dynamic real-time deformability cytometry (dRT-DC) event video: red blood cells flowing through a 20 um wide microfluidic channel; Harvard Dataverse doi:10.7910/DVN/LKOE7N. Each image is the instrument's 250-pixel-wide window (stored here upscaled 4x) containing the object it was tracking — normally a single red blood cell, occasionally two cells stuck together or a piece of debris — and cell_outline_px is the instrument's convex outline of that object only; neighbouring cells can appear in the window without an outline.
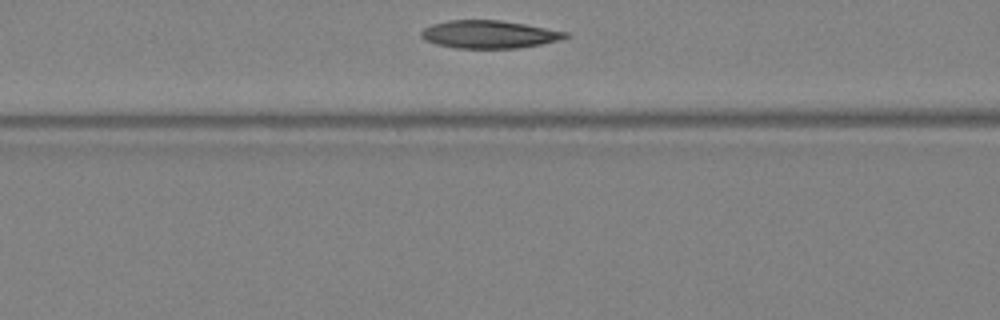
{"species": "Egyptian fruit bat (a non-hibernating species)", "species_latin": "Rousettus aegyptiacus", "temperature_condition": "warm", "stored_images_in_passage": 39, "camera_frame_rate_fps": 3000, "um_per_image_px": 0.085, "animal": {"sex": "female"}, "frame": {"image": 1, "passage_image": 17, "time_ms": 5.333, "image_size_px": [1000, 320], "cell_outline_px": [[568, 36], [560, 40], [540, 44], [516, 48], [456, 48], [436, 44], [424, 40], [420, 36], [420, 32], [424, 28], [432, 24], [448, 20], [500, 20], [524, 24], [568, 32]], "centroid_in_image_um": [41.53, 2.92], "position_along_channel_um": 125.1, "area_um2": 23.29}}
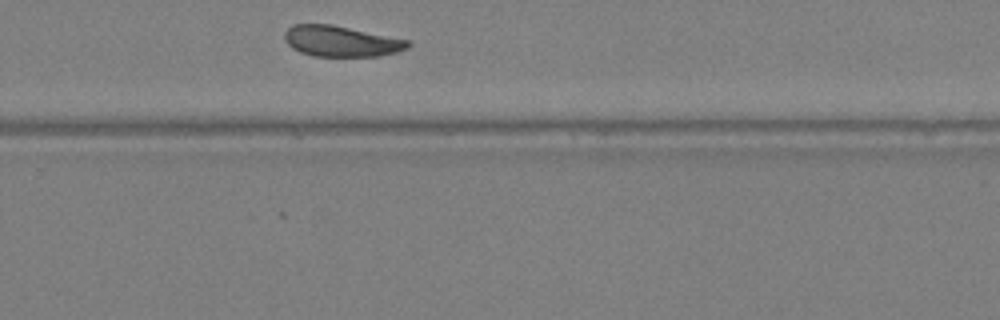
{"frame": {"image": 2, "passage_image": 27, "time_ms": 8.667, "image_size_px": [1000, 320], "cell_outline_px": [[412, 44], [408, 48], [396, 52], [380, 56], [312, 56], [300, 52], [292, 48], [284, 40], [284, 32], [292, 24], [332, 24], [408, 40]], "centroid_in_image_um": [28.97, 3.5], "position_along_channel_um": 300.8, "area_um2": 22.2}}
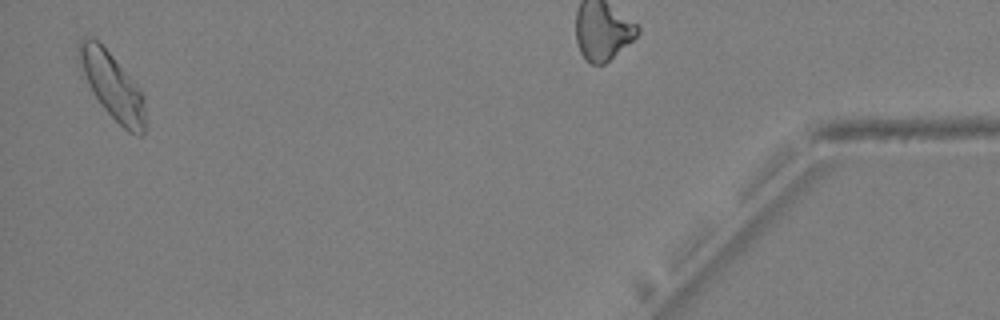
{"frame": {"image": 3, "passage_image": 39, "time_ms": 12.667, "image_size_px": [1000, 320], "cell_outline_px": [[148, 128], [140, 136], [136, 136], [128, 132], [104, 108], [92, 92], [88, 84], [76, 56], [76, 48], [84, 36], [96, 40], [112, 56], [140, 88], [144, 96]], "centroid_in_image_um": [9.59, 7.35], "position_along_channel_um": 425.6, "area_um2": 25.66}}